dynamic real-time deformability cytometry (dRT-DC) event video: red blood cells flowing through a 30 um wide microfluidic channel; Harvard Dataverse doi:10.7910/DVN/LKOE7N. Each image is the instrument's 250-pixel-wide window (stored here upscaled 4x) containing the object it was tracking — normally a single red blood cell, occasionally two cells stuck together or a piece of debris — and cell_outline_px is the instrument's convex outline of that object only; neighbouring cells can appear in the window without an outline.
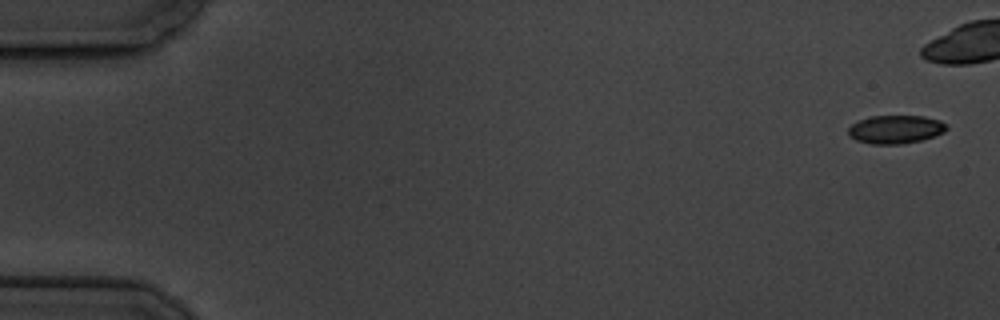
{"species": "common noctule bat (a hibernating species)", "species_latin": "Nyctalus noctula", "temperature_condition": "cold", "stored_images_in_passage": 7, "camera_frame_rate_fps": 3000, "um_per_image_px": 0.085, "animal": {"sex": "male", "body_mass_g": 19.5, "forearm_length_mm": 54.6}, "frame": {"image": 1, "passage_image": 1, "time_ms": 0.0, "image_size_px": [1000, 320], "cell_outline_px": [[948, 128], [944, 132], [920, 140], [900, 144], [872, 144], [856, 140], [848, 136], [848, 128], [852, 124], [868, 116], [924, 116], [940, 120], [948, 124]], "centroid_in_image_um": [76.11, 10.99], "position_along_channel_um": 8.9, "area_um2": 16.24}}